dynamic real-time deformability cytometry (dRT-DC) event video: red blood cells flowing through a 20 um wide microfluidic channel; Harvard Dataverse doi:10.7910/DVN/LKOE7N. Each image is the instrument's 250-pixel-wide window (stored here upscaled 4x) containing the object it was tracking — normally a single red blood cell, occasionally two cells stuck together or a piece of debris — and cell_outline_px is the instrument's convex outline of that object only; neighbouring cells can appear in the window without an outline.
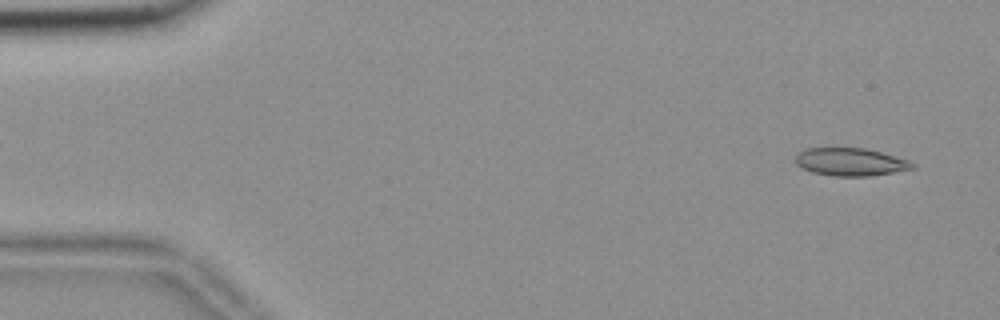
{"species": "common noctule bat (a hibernating species)", "species_latin": "Nyctalus noctula", "temperature_condition": "room temperature", "stored_images_in_passage": 54, "camera_frame_rate_fps": 3000, "um_per_image_px": 0.085, "animal": {"sex": "female", "body_mass_g": 18.4}, "frame": {"image": 1, "passage_image": 3, "time_ms": 0.667, "image_size_px": [1000, 320], "cell_outline_px": [[916, 168], [872, 176], [832, 176], [812, 172], [796, 164], [796, 156], [800, 152], [808, 148], [864, 148], [880, 152], [908, 160]], "centroid_in_image_um": [72.29, 13.77], "position_along_channel_um": 12.7, "area_um2": 18.73}}
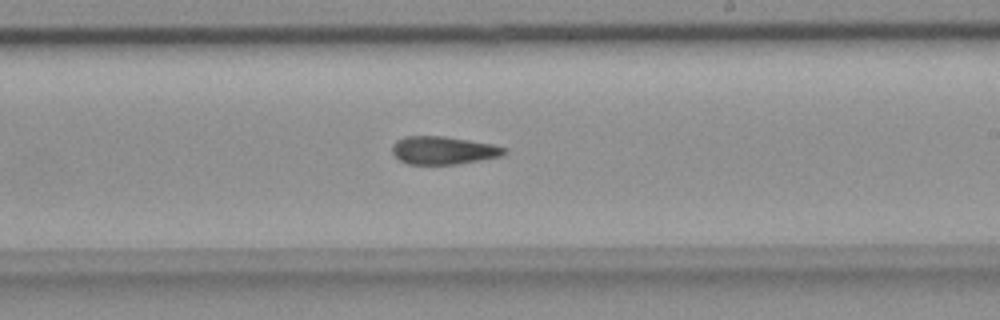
{"frame": {"image": 2, "passage_image": 32, "time_ms": 10.333, "image_size_px": [1000, 320], "cell_outline_px": [[508, 152], [500, 156], [480, 160], [456, 164], [408, 164], [400, 160], [392, 152], [392, 144], [396, 140], [404, 136], [444, 136], [492, 144], [508, 148]], "centroid_in_image_um": [37.68, 12.77], "position_along_channel_um": 251.3, "area_um2": 18.26}}
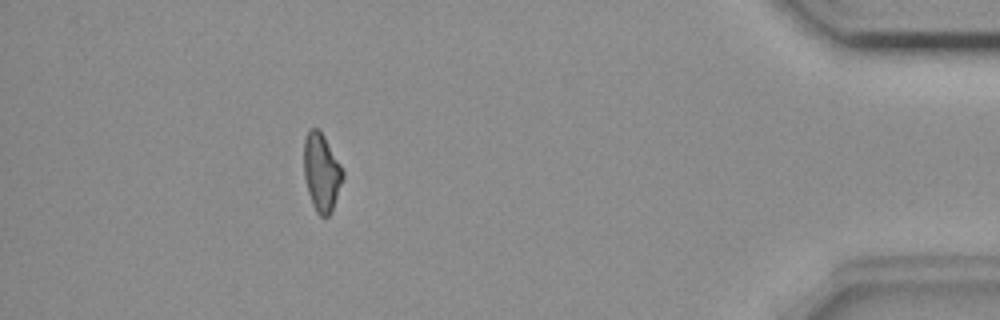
{"frame": {"image": 3, "passage_image": 49, "time_ms": 16.0, "image_size_px": [1000, 320], "cell_outline_px": [[344, 176], [332, 212], [328, 216], [320, 216], [316, 212], [312, 204], [308, 192], [304, 176], [304, 136], [308, 128], [320, 128], [340, 164], [344, 172]], "centroid_in_image_um": [27.32, 14.62], "position_along_channel_um": 407.9, "area_um2": 17.86}, "authors_computed_cell_mechanics": {"area_um2": 18.7272, "velocity_mm_per_s": 3.6963, "shape_relaxation_time_tau1_ms": null, "shape_relaxation_time_tau2_ms": 4.6796, "deformation_change_tau1": null, "deformation_change_tau2": 0.133}}